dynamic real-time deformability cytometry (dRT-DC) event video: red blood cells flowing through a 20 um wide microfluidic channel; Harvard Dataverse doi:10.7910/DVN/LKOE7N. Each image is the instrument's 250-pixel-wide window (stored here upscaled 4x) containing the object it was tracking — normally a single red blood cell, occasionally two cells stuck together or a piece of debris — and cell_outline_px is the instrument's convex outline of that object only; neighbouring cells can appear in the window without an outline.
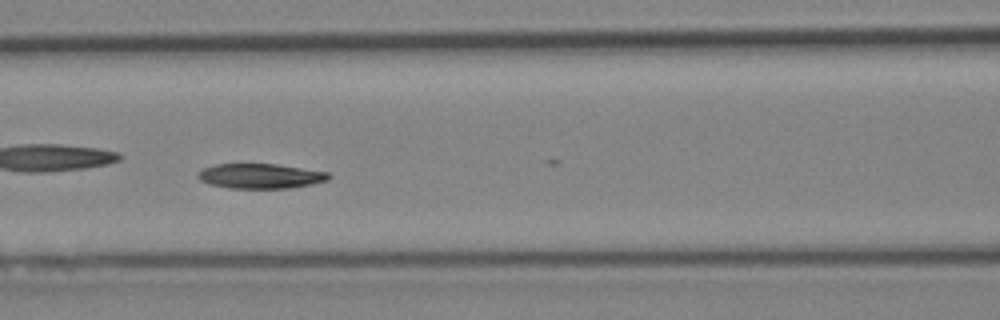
{"species": "Egyptian fruit bat (a non-hibernating species)", "species_latin": "Rousettus aegyptiacus", "temperature_condition": "cold", "stored_images_in_passage": 6, "camera_frame_rate_fps": 3000, "um_per_image_px": 0.085, "animal": {"sex": "female"}, "frame": {"image": 1, "passage_image": 5, "time_ms": 5.333, "image_size_px": [1000, 320], "cell_outline_px": [[332, 176], [328, 180], [312, 184], [288, 188], [228, 188], [212, 184], [200, 180], [196, 176], [204, 168], [216, 164], [276, 164], [328, 172]], "centroid_in_image_um": [22.16, 14.96], "position_along_channel_um": 144.4, "area_um2": 18.79}}
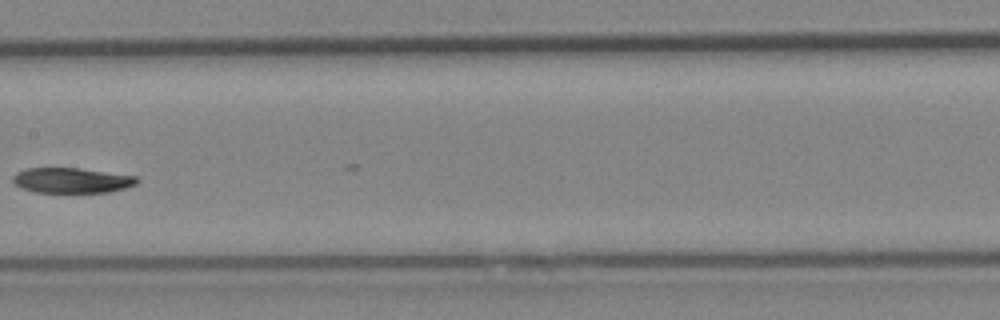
{"frame": {"image": 2, "passage_image": 6, "time_ms": 6.667, "image_size_px": [1000, 320], "cell_outline_px": [[140, 180], [136, 184], [124, 188], [108, 192], [36, 192], [20, 188], [12, 180], [12, 176], [16, 172], [28, 168], [80, 168], [136, 176]], "centroid_in_image_um": [6.08, 15.33], "position_along_channel_um": 201.3, "area_um2": 18.21}}